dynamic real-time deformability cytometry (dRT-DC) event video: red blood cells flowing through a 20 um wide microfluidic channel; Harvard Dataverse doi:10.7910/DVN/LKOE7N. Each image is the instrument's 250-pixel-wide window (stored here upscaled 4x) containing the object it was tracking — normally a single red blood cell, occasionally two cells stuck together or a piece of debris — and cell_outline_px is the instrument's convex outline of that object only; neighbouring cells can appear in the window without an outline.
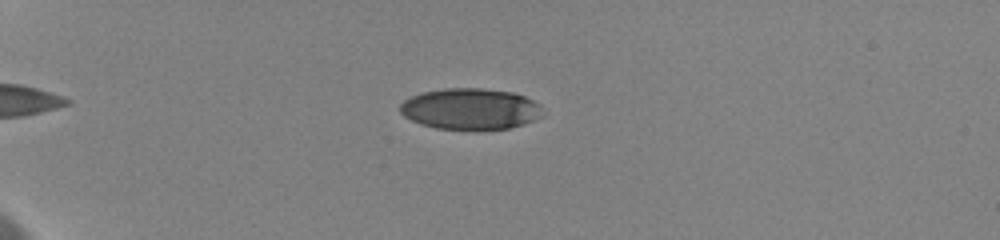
{"species": "human", "species_latin": "Homo sapiens", "temperature_condition": "cold", "stored_images_in_passage": 15, "camera_frame_rate_fps": 3000, "um_per_image_px": 0.085, "donor": {"sex": "female"}, "frame": {"image": 1, "passage_image": 5, "time_ms": 1.667, "image_size_px": [1000, 240], "cell_outline_px": [[540, 116], [524, 124], [508, 128], [436, 128], [420, 124], [404, 116], [400, 112], [400, 104], [404, 100], [412, 96], [424, 92], [444, 88], [480, 88], [512, 92], [524, 96], [540, 104]], "centroid_in_image_um": [39.95, 9.24], "position_along_channel_um": 45.1, "area_um2": 33.58}}